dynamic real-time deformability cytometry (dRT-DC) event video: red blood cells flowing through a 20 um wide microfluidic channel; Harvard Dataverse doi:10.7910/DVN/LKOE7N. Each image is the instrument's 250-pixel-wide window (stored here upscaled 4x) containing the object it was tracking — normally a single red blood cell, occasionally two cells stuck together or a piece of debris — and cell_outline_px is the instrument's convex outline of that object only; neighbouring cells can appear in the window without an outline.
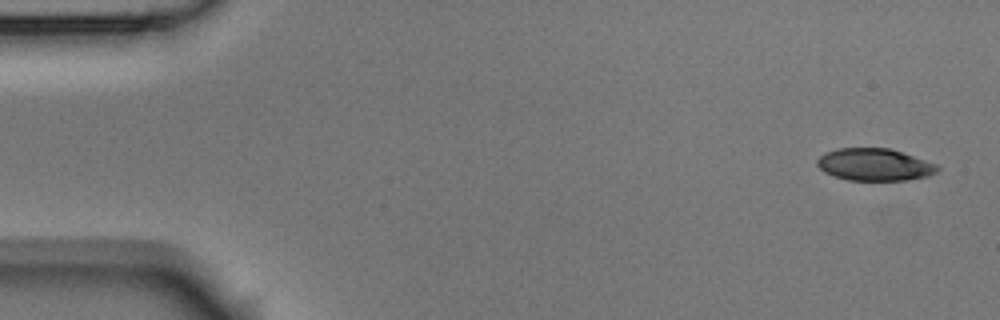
{"species": "Egyptian fruit bat (a non-hibernating species)", "species_latin": "Rousettus aegyptiacus", "temperature_condition": "room temperature", "stored_images_in_passage": 5, "segment_of_instrument_passage": [1, 2], "camera_frame_rate_fps": 3000, "um_per_image_px": 0.085, "animal": {"sex": "male"}, "frame": {"image": 1, "passage_image": 1, "time_ms": 0.0, "image_size_px": [1000, 320], "cell_outline_px": [[940, 168], [936, 172], [928, 176], [904, 180], [848, 180], [824, 172], [816, 164], [816, 160], [824, 152], [836, 148], [888, 148], [936, 164]], "centroid_in_image_um": [74.29, 13.99], "position_along_channel_um": 10.7, "area_um2": 22.37}}